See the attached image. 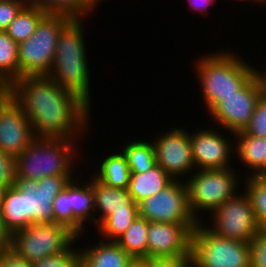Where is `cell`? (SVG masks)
Instances as JSON below:
<instances>
[{
	"label": "cell",
	"instance_id": "1",
	"mask_svg": "<svg viewBox=\"0 0 266 267\" xmlns=\"http://www.w3.org/2000/svg\"><path fill=\"white\" fill-rule=\"evenodd\" d=\"M12 92L13 100L29 118L35 138L82 140L83 134L88 135L92 109L50 77L23 76L12 83Z\"/></svg>",
	"mask_w": 266,
	"mask_h": 267
},
{
	"label": "cell",
	"instance_id": "2",
	"mask_svg": "<svg viewBox=\"0 0 266 267\" xmlns=\"http://www.w3.org/2000/svg\"><path fill=\"white\" fill-rule=\"evenodd\" d=\"M85 19L73 18L60 32L54 61L46 75L92 108L91 72L85 42ZM84 23V24H83Z\"/></svg>",
	"mask_w": 266,
	"mask_h": 267
},
{
	"label": "cell",
	"instance_id": "3",
	"mask_svg": "<svg viewBox=\"0 0 266 267\" xmlns=\"http://www.w3.org/2000/svg\"><path fill=\"white\" fill-rule=\"evenodd\" d=\"M237 53L221 49L208 52L194 61L199 93L206 111L209 112L222 98L236 94L255 75L256 65L246 62Z\"/></svg>",
	"mask_w": 266,
	"mask_h": 267
},
{
	"label": "cell",
	"instance_id": "4",
	"mask_svg": "<svg viewBox=\"0 0 266 267\" xmlns=\"http://www.w3.org/2000/svg\"><path fill=\"white\" fill-rule=\"evenodd\" d=\"M77 142L62 138H35L16 157L17 177L39 180L46 176L77 175L76 160H81L78 156L81 147L76 145Z\"/></svg>",
	"mask_w": 266,
	"mask_h": 267
},
{
	"label": "cell",
	"instance_id": "5",
	"mask_svg": "<svg viewBox=\"0 0 266 267\" xmlns=\"http://www.w3.org/2000/svg\"><path fill=\"white\" fill-rule=\"evenodd\" d=\"M72 19L64 14L47 13L37 24L35 32L18 44V79L49 73L60 32Z\"/></svg>",
	"mask_w": 266,
	"mask_h": 267
},
{
	"label": "cell",
	"instance_id": "6",
	"mask_svg": "<svg viewBox=\"0 0 266 267\" xmlns=\"http://www.w3.org/2000/svg\"><path fill=\"white\" fill-rule=\"evenodd\" d=\"M239 178L240 174L234 166L225 169L195 170L185 178L189 207L198 222H202L203 212V215H210L241 190V187L238 189Z\"/></svg>",
	"mask_w": 266,
	"mask_h": 267
},
{
	"label": "cell",
	"instance_id": "7",
	"mask_svg": "<svg viewBox=\"0 0 266 267\" xmlns=\"http://www.w3.org/2000/svg\"><path fill=\"white\" fill-rule=\"evenodd\" d=\"M78 241L77 235L62 224L34 223L11 235L9 249L33 264L68 251Z\"/></svg>",
	"mask_w": 266,
	"mask_h": 267
},
{
	"label": "cell",
	"instance_id": "8",
	"mask_svg": "<svg viewBox=\"0 0 266 267\" xmlns=\"http://www.w3.org/2000/svg\"><path fill=\"white\" fill-rule=\"evenodd\" d=\"M205 221L192 231V267H250V245L214 234Z\"/></svg>",
	"mask_w": 266,
	"mask_h": 267
},
{
	"label": "cell",
	"instance_id": "9",
	"mask_svg": "<svg viewBox=\"0 0 266 267\" xmlns=\"http://www.w3.org/2000/svg\"><path fill=\"white\" fill-rule=\"evenodd\" d=\"M138 215L149 222L185 224L191 231L198 221L191 213L185 181L173 180L167 187L137 203Z\"/></svg>",
	"mask_w": 266,
	"mask_h": 267
},
{
	"label": "cell",
	"instance_id": "10",
	"mask_svg": "<svg viewBox=\"0 0 266 267\" xmlns=\"http://www.w3.org/2000/svg\"><path fill=\"white\" fill-rule=\"evenodd\" d=\"M243 192V193H242ZM238 192L210 215L206 226L216 235L249 243L262 229L246 192Z\"/></svg>",
	"mask_w": 266,
	"mask_h": 267
},
{
	"label": "cell",
	"instance_id": "11",
	"mask_svg": "<svg viewBox=\"0 0 266 267\" xmlns=\"http://www.w3.org/2000/svg\"><path fill=\"white\" fill-rule=\"evenodd\" d=\"M266 89L254 75L234 95L222 98L208 113L215 126L219 125L226 132L229 131L233 137L236 133L244 131L251 120L260 95ZM218 125H217V124ZM221 126V127H220Z\"/></svg>",
	"mask_w": 266,
	"mask_h": 267
},
{
	"label": "cell",
	"instance_id": "12",
	"mask_svg": "<svg viewBox=\"0 0 266 267\" xmlns=\"http://www.w3.org/2000/svg\"><path fill=\"white\" fill-rule=\"evenodd\" d=\"M75 175L46 176L39 180L17 177L15 186L24 193L26 221L55 223L53 201Z\"/></svg>",
	"mask_w": 266,
	"mask_h": 267
},
{
	"label": "cell",
	"instance_id": "13",
	"mask_svg": "<svg viewBox=\"0 0 266 267\" xmlns=\"http://www.w3.org/2000/svg\"><path fill=\"white\" fill-rule=\"evenodd\" d=\"M162 132L152 140L156 164L161 166L173 180L185 181L184 177L187 175L189 177L195 170L190 133L185 127Z\"/></svg>",
	"mask_w": 266,
	"mask_h": 267
},
{
	"label": "cell",
	"instance_id": "14",
	"mask_svg": "<svg viewBox=\"0 0 266 267\" xmlns=\"http://www.w3.org/2000/svg\"><path fill=\"white\" fill-rule=\"evenodd\" d=\"M208 127L190 133L195 170L232 168L230 161L235 156L234 140L228 135L225 137V134L219 132L220 129L216 131L218 127Z\"/></svg>",
	"mask_w": 266,
	"mask_h": 267
},
{
	"label": "cell",
	"instance_id": "15",
	"mask_svg": "<svg viewBox=\"0 0 266 267\" xmlns=\"http://www.w3.org/2000/svg\"><path fill=\"white\" fill-rule=\"evenodd\" d=\"M191 238L185 224L149 222L147 259L191 256Z\"/></svg>",
	"mask_w": 266,
	"mask_h": 267
},
{
	"label": "cell",
	"instance_id": "16",
	"mask_svg": "<svg viewBox=\"0 0 266 267\" xmlns=\"http://www.w3.org/2000/svg\"><path fill=\"white\" fill-rule=\"evenodd\" d=\"M34 139L29 118L12 100L0 114V150L16 158Z\"/></svg>",
	"mask_w": 266,
	"mask_h": 267
},
{
	"label": "cell",
	"instance_id": "17",
	"mask_svg": "<svg viewBox=\"0 0 266 267\" xmlns=\"http://www.w3.org/2000/svg\"><path fill=\"white\" fill-rule=\"evenodd\" d=\"M91 188L94 193L95 213L100 214V217L96 218V227L114 211L138 210L137 203L133 201L128 189L108 186L94 175L91 176Z\"/></svg>",
	"mask_w": 266,
	"mask_h": 267
},
{
	"label": "cell",
	"instance_id": "18",
	"mask_svg": "<svg viewBox=\"0 0 266 267\" xmlns=\"http://www.w3.org/2000/svg\"><path fill=\"white\" fill-rule=\"evenodd\" d=\"M79 257L84 267H131L135 262L115 241L99 239L94 245L81 247Z\"/></svg>",
	"mask_w": 266,
	"mask_h": 267
},
{
	"label": "cell",
	"instance_id": "19",
	"mask_svg": "<svg viewBox=\"0 0 266 267\" xmlns=\"http://www.w3.org/2000/svg\"><path fill=\"white\" fill-rule=\"evenodd\" d=\"M234 137V154L251 171L246 177L258 175L266 166V139L247 135L243 131Z\"/></svg>",
	"mask_w": 266,
	"mask_h": 267
},
{
	"label": "cell",
	"instance_id": "20",
	"mask_svg": "<svg viewBox=\"0 0 266 267\" xmlns=\"http://www.w3.org/2000/svg\"><path fill=\"white\" fill-rule=\"evenodd\" d=\"M173 179L158 164L143 173L131 172L128 191L135 203L167 187Z\"/></svg>",
	"mask_w": 266,
	"mask_h": 267
},
{
	"label": "cell",
	"instance_id": "21",
	"mask_svg": "<svg viewBox=\"0 0 266 267\" xmlns=\"http://www.w3.org/2000/svg\"><path fill=\"white\" fill-rule=\"evenodd\" d=\"M83 177L84 176L82 174L81 175L77 174L71 180V206H72L73 217L83 227H85L86 222L88 223L89 221H91L92 225L96 227L97 215L94 214L95 205H94V193L91 188V178L89 177V180L87 179L86 181V178ZM80 178L83 179L80 180Z\"/></svg>",
	"mask_w": 266,
	"mask_h": 267
},
{
	"label": "cell",
	"instance_id": "22",
	"mask_svg": "<svg viewBox=\"0 0 266 267\" xmlns=\"http://www.w3.org/2000/svg\"><path fill=\"white\" fill-rule=\"evenodd\" d=\"M106 154L108 156L102 157L100 166L93 171V175L108 186L128 189L131 172L126 156L120 149L115 153L112 151Z\"/></svg>",
	"mask_w": 266,
	"mask_h": 267
},
{
	"label": "cell",
	"instance_id": "23",
	"mask_svg": "<svg viewBox=\"0 0 266 267\" xmlns=\"http://www.w3.org/2000/svg\"><path fill=\"white\" fill-rule=\"evenodd\" d=\"M1 214L4 226L11 235L15 231L25 229L30 225L26 221L24 193L15 185L3 190Z\"/></svg>",
	"mask_w": 266,
	"mask_h": 267
},
{
	"label": "cell",
	"instance_id": "24",
	"mask_svg": "<svg viewBox=\"0 0 266 267\" xmlns=\"http://www.w3.org/2000/svg\"><path fill=\"white\" fill-rule=\"evenodd\" d=\"M101 1L103 0H25L26 5L41 8L46 13L83 19L93 14Z\"/></svg>",
	"mask_w": 266,
	"mask_h": 267
},
{
	"label": "cell",
	"instance_id": "25",
	"mask_svg": "<svg viewBox=\"0 0 266 267\" xmlns=\"http://www.w3.org/2000/svg\"><path fill=\"white\" fill-rule=\"evenodd\" d=\"M149 221L137 216L116 243L123 248L135 261L147 259V232Z\"/></svg>",
	"mask_w": 266,
	"mask_h": 267
},
{
	"label": "cell",
	"instance_id": "26",
	"mask_svg": "<svg viewBox=\"0 0 266 267\" xmlns=\"http://www.w3.org/2000/svg\"><path fill=\"white\" fill-rule=\"evenodd\" d=\"M119 148L126 156L130 172L143 173L156 164L152 141L133 139Z\"/></svg>",
	"mask_w": 266,
	"mask_h": 267
},
{
	"label": "cell",
	"instance_id": "27",
	"mask_svg": "<svg viewBox=\"0 0 266 267\" xmlns=\"http://www.w3.org/2000/svg\"><path fill=\"white\" fill-rule=\"evenodd\" d=\"M46 14L41 8L25 5L9 24L6 33L20 44L35 32L37 24Z\"/></svg>",
	"mask_w": 266,
	"mask_h": 267
},
{
	"label": "cell",
	"instance_id": "28",
	"mask_svg": "<svg viewBox=\"0 0 266 267\" xmlns=\"http://www.w3.org/2000/svg\"><path fill=\"white\" fill-rule=\"evenodd\" d=\"M137 216L138 210L114 211L96 227L97 234L103 238L101 240L116 242Z\"/></svg>",
	"mask_w": 266,
	"mask_h": 267
},
{
	"label": "cell",
	"instance_id": "29",
	"mask_svg": "<svg viewBox=\"0 0 266 267\" xmlns=\"http://www.w3.org/2000/svg\"><path fill=\"white\" fill-rule=\"evenodd\" d=\"M53 214L55 223L68 227L77 235V240L85 235L86 229L73 217L71 206V181L65 189L60 192L53 201Z\"/></svg>",
	"mask_w": 266,
	"mask_h": 267
},
{
	"label": "cell",
	"instance_id": "30",
	"mask_svg": "<svg viewBox=\"0 0 266 267\" xmlns=\"http://www.w3.org/2000/svg\"><path fill=\"white\" fill-rule=\"evenodd\" d=\"M245 178L243 189L250 199L259 226L266 229V180L257 175Z\"/></svg>",
	"mask_w": 266,
	"mask_h": 267
},
{
	"label": "cell",
	"instance_id": "31",
	"mask_svg": "<svg viewBox=\"0 0 266 267\" xmlns=\"http://www.w3.org/2000/svg\"><path fill=\"white\" fill-rule=\"evenodd\" d=\"M0 73L11 83L18 79V44L0 31Z\"/></svg>",
	"mask_w": 266,
	"mask_h": 267
},
{
	"label": "cell",
	"instance_id": "32",
	"mask_svg": "<svg viewBox=\"0 0 266 267\" xmlns=\"http://www.w3.org/2000/svg\"><path fill=\"white\" fill-rule=\"evenodd\" d=\"M243 132L266 139V90L260 95L251 120Z\"/></svg>",
	"mask_w": 266,
	"mask_h": 267
},
{
	"label": "cell",
	"instance_id": "33",
	"mask_svg": "<svg viewBox=\"0 0 266 267\" xmlns=\"http://www.w3.org/2000/svg\"><path fill=\"white\" fill-rule=\"evenodd\" d=\"M16 178V158L0 150V190L14 186Z\"/></svg>",
	"mask_w": 266,
	"mask_h": 267
},
{
	"label": "cell",
	"instance_id": "34",
	"mask_svg": "<svg viewBox=\"0 0 266 267\" xmlns=\"http://www.w3.org/2000/svg\"><path fill=\"white\" fill-rule=\"evenodd\" d=\"M249 245L250 267H266V229H261Z\"/></svg>",
	"mask_w": 266,
	"mask_h": 267
},
{
	"label": "cell",
	"instance_id": "35",
	"mask_svg": "<svg viewBox=\"0 0 266 267\" xmlns=\"http://www.w3.org/2000/svg\"><path fill=\"white\" fill-rule=\"evenodd\" d=\"M79 247L75 244L66 252L45 257L33 263V267H68L79 257Z\"/></svg>",
	"mask_w": 266,
	"mask_h": 267
},
{
	"label": "cell",
	"instance_id": "36",
	"mask_svg": "<svg viewBox=\"0 0 266 267\" xmlns=\"http://www.w3.org/2000/svg\"><path fill=\"white\" fill-rule=\"evenodd\" d=\"M25 5V0H0V31H6Z\"/></svg>",
	"mask_w": 266,
	"mask_h": 267
},
{
	"label": "cell",
	"instance_id": "37",
	"mask_svg": "<svg viewBox=\"0 0 266 267\" xmlns=\"http://www.w3.org/2000/svg\"><path fill=\"white\" fill-rule=\"evenodd\" d=\"M142 262L146 267H192V256L148 258Z\"/></svg>",
	"mask_w": 266,
	"mask_h": 267
},
{
	"label": "cell",
	"instance_id": "38",
	"mask_svg": "<svg viewBox=\"0 0 266 267\" xmlns=\"http://www.w3.org/2000/svg\"><path fill=\"white\" fill-rule=\"evenodd\" d=\"M0 267H33V264L18 257L11 249H9L2 256Z\"/></svg>",
	"mask_w": 266,
	"mask_h": 267
},
{
	"label": "cell",
	"instance_id": "39",
	"mask_svg": "<svg viewBox=\"0 0 266 267\" xmlns=\"http://www.w3.org/2000/svg\"><path fill=\"white\" fill-rule=\"evenodd\" d=\"M188 4L187 6H189V10H193L194 11H197L200 12V13H205V16L207 17V15L209 14L208 13V9L210 10L209 7L212 8V6H214L217 2L216 0H187ZM191 8V9H190ZM207 11V13L205 12Z\"/></svg>",
	"mask_w": 266,
	"mask_h": 267
},
{
	"label": "cell",
	"instance_id": "40",
	"mask_svg": "<svg viewBox=\"0 0 266 267\" xmlns=\"http://www.w3.org/2000/svg\"><path fill=\"white\" fill-rule=\"evenodd\" d=\"M0 95H13L12 83L0 73Z\"/></svg>",
	"mask_w": 266,
	"mask_h": 267
},
{
	"label": "cell",
	"instance_id": "41",
	"mask_svg": "<svg viewBox=\"0 0 266 267\" xmlns=\"http://www.w3.org/2000/svg\"><path fill=\"white\" fill-rule=\"evenodd\" d=\"M0 236L5 238L10 243L11 234L6 230V228L4 226V221H3V216L1 214V210H0Z\"/></svg>",
	"mask_w": 266,
	"mask_h": 267
},
{
	"label": "cell",
	"instance_id": "42",
	"mask_svg": "<svg viewBox=\"0 0 266 267\" xmlns=\"http://www.w3.org/2000/svg\"><path fill=\"white\" fill-rule=\"evenodd\" d=\"M12 100L13 95H0V114Z\"/></svg>",
	"mask_w": 266,
	"mask_h": 267
},
{
	"label": "cell",
	"instance_id": "43",
	"mask_svg": "<svg viewBox=\"0 0 266 267\" xmlns=\"http://www.w3.org/2000/svg\"><path fill=\"white\" fill-rule=\"evenodd\" d=\"M9 250V242L0 236V261L2 256Z\"/></svg>",
	"mask_w": 266,
	"mask_h": 267
},
{
	"label": "cell",
	"instance_id": "44",
	"mask_svg": "<svg viewBox=\"0 0 266 267\" xmlns=\"http://www.w3.org/2000/svg\"><path fill=\"white\" fill-rule=\"evenodd\" d=\"M255 75L257 79L262 83L264 88L266 89V72L255 68Z\"/></svg>",
	"mask_w": 266,
	"mask_h": 267
},
{
	"label": "cell",
	"instance_id": "45",
	"mask_svg": "<svg viewBox=\"0 0 266 267\" xmlns=\"http://www.w3.org/2000/svg\"><path fill=\"white\" fill-rule=\"evenodd\" d=\"M235 1H242V2H244L245 1V3H252V4H258V6H265L266 5V0H235ZM247 1V2H246ZM260 4V5H259Z\"/></svg>",
	"mask_w": 266,
	"mask_h": 267
},
{
	"label": "cell",
	"instance_id": "46",
	"mask_svg": "<svg viewBox=\"0 0 266 267\" xmlns=\"http://www.w3.org/2000/svg\"><path fill=\"white\" fill-rule=\"evenodd\" d=\"M68 267H84L82 260L80 257H78L70 266Z\"/></svg>",
	"mask_w": 266,
	"mask_h": 267
},
{
	"label": "cell",
	"instance_id": "47",
	"mask_svg": "<svg viewBox=\"0 0 266 267\" xmlns=\"http://www.w3.org/2000/svg\"><path fill=\"white\" fill-rule=\"evenodd\" d=\"M131 267H146L143 262L135 261Z\"/></svg>",
	"mask_w": 266,
	"mask_h": 267
},
{
	"label": "cell",
	"instance_id": "48",
	"mask_svg": "<svg viewBox=\"0 0 266 267\" xmlns=\"http://www.w3.org/2000/svg\"><path fill=\"white\" fill-rule=\"evenodd\" d=\"M257 176L266 180V166Z\"/></svg>",
	"mask_w": 266,
	"mask_h": 267
},
{
	"label": "cell",
	"instance_id": "49",
	"mask_svg": "<svg viewBox=\"0 0 266 267\" xmlns=\"http://www.w3.org/2000/svg\"><path fill=\"white\" fill-rule=\"evenodd\" d=\"M2 193H3V191L0 190V210H1V202H2Z\"/></svg>",
	"mask_w": 266,
	"mask_h": 267
}]
</instances>
